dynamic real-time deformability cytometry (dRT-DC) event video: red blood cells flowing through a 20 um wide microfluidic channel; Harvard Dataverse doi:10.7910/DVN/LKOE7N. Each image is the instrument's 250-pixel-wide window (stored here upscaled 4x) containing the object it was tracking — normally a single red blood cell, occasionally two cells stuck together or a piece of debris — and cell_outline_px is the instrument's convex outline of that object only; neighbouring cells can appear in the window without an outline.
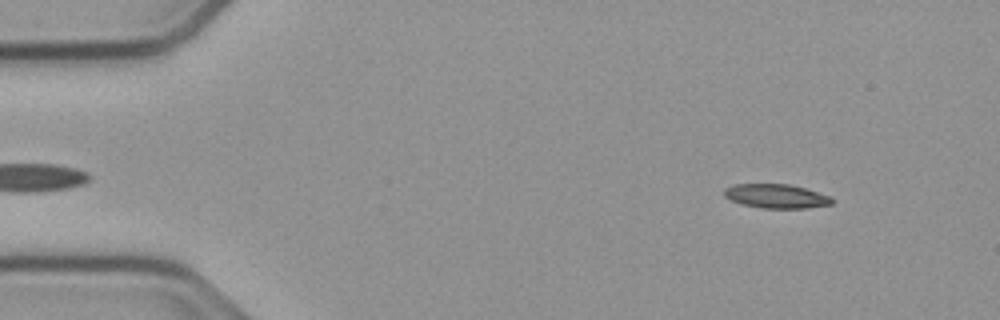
{"species": "common noctule bat (a hibernating species)", "species_latin": "Nyctalus noctula", "temperature_condition": "cold", "stored_images_in_passage": 49, "camera_frame_rate_fps": 3000, "um_per_image_px": 0.085, "animal": {"sex": "male", "body_mass_g": 23.1, "forearm_length_mm": 52.7}, "frame": {"image": 1, "passage_image": 6, "time_ms": 1.667, "image_size_px": [1000, 320], "cell_outline_px": [[836, 200], [832, 204], [808, 208], [764, 208], [744, 204], [732, 200], [724, 196], [724, 188], [732, 184], [788, 184], [804, 188], [832, 196]], "centroid_in_image_um": [66.02, 16.67], "position_along_channel_um": 19.0, "area_um2": 15.14}}
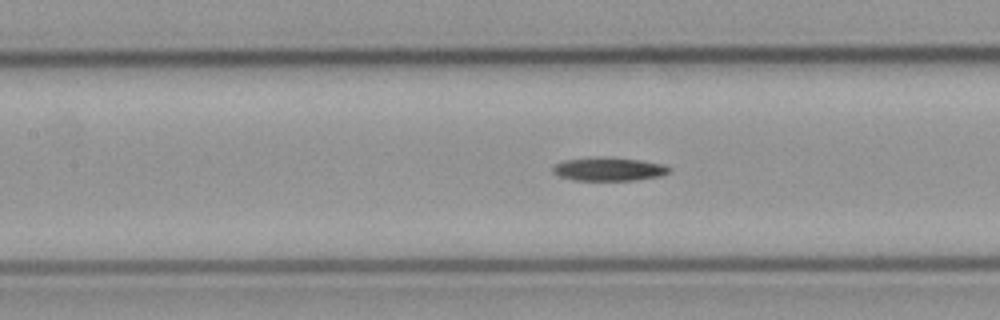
{"frame": {"image": 2, "passage_image": 24, "time_ms": 7.667, "image_size_px": [1000, 320], "cell_outline_px": [[672, 168], [668, 172], [660, 176], [632, 180], [576, 180], [560, 176], [552, 172], [552, 168], [556, 164], [564, 160], [596, 156], [612, 156], [640, 160], [664, 164]], "centroid_in_image_um": [51.75, 14.35], "position_along_channel_um": 155.7, "area_um2": 16.07}}
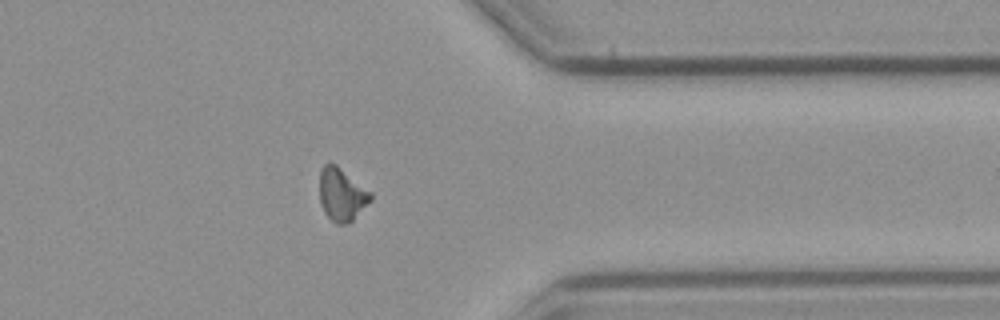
{"frame": {"image": 3, "passage_image": 43, "time_ms": 14.0, "image_size_px": [1000, 320], "cell_outline_px": [[372, 200], [348, 224], [336, 224], [324, 212], [320, 204], [320, 172], [324, 164], [328, 160], [336, 164], [372, 192]], "centroid_in_image_um": [29.05, 16.51], "position_along_channel_um": 382.4, "area_um2": 15.9}, "authors_computed_cell_mechanics": {"area_um2": 15.606, "velocity_mm_per_s": 3.7633, "shape_relaxation_time_tau1_ms": 6.9967, "shape_relaxation_time_tau2_ms": null, "deformation_change_tau1": 0.1747, "deformation_change_tau2": null}}